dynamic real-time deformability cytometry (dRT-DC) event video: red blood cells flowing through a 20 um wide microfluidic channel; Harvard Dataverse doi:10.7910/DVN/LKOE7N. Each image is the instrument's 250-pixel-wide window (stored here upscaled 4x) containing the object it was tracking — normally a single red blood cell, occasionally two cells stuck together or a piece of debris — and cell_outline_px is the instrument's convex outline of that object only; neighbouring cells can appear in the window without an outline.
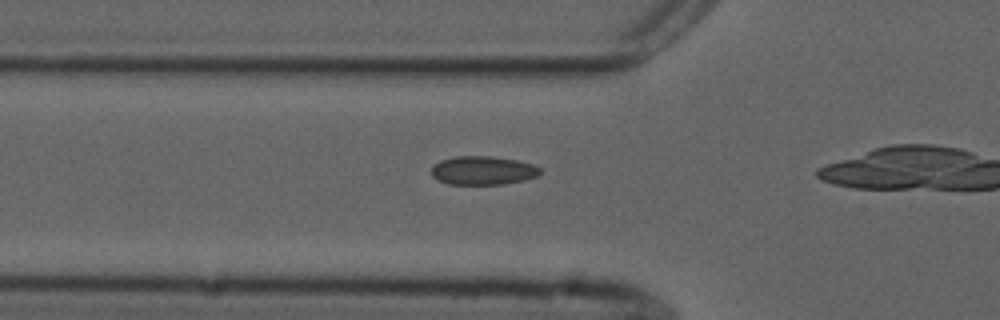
{"species": "common noctule bat (a hibernating species)", "species_latin": "Nyctalus noctula", "temperature_condition": "cold", "stored_images_in_passage": 13, "camera_frame_rate_fps": 3000, "um_per_image_px": 0.085, "animal": {"sex": "male", "forearm_length_mm": 52.5}, "frame": {"image": 1, "passage_image": 8, "time_ms": 2.333, "image_size_px": [1000, 320], "cell_outline_px": [[544, 172], [536, 176], [524, 180], [504, 184], [448, 184], [432, 176], [432, 164], [440, 160], [456, 156], [492, 156], [516, 160], [532, 164], [540, 168]], "centroid_in_image_um": [41.05, 14.48], "position_along_channel_um": 84.7, "area_um2": 18.21}}
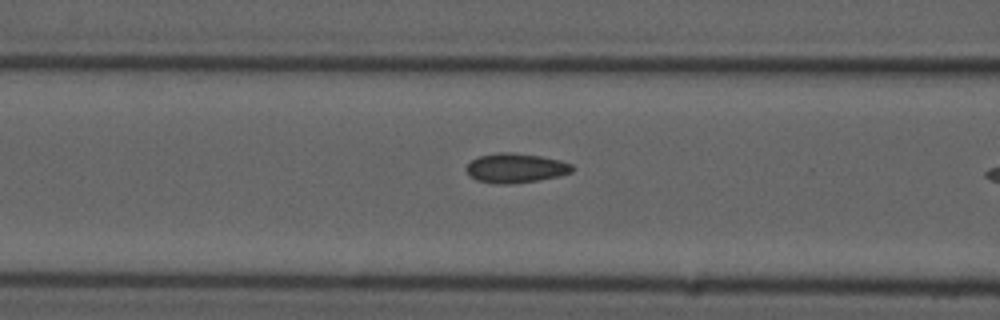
{"frame": {"image": 2, "passage_image": 11, "time_ms": 3.333, "image_size_px": [1000, 320], "cell_outline_px": [[572, 172], [560, 176], [540, 180], [512, 184], [496, 184], [476, 180], [468, 176], [464, 168], [472, 160], [480, 156], [496, 152], [512, 152], [540, 156], [560, 160], [572, 164]], "centroid_in_image_um": [43.8, 14.29], "position_along_channel_um": 122.8, "area_um2": 18.44}}